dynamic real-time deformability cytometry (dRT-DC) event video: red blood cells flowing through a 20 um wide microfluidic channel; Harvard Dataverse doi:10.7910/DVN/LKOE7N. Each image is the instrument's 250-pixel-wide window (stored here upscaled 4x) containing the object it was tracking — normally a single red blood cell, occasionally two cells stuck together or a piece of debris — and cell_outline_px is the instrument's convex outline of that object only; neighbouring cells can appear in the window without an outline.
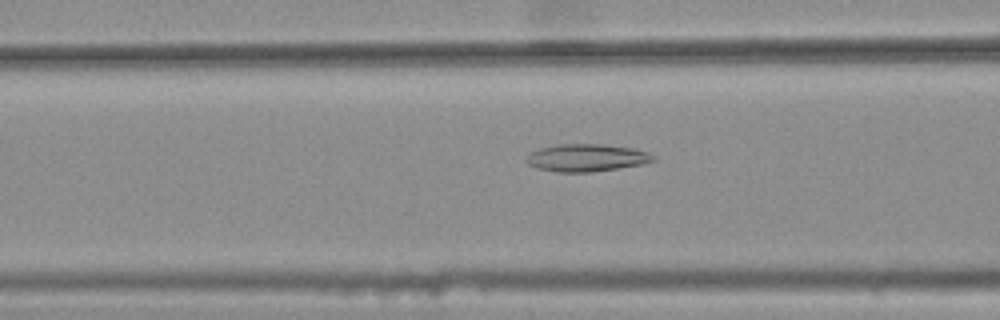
{"species": "common noctule bat (a hibernating species)", "species_latin": "Nyctalus noctula", "temperature_condition": "warm", "stored_images_in_passage": 38, "camera_frame_rate_fps": 3000, "um_per_image_px": 0.085, "animal": {"sex": "female", "body_mass_g": 25.1}, "frame": {"image": 1, "passage_image": 11, "time_ms": 3.333, "image_size_px": [1000, 320], "cell_outline_px": [[656, 160], [640, 164], [592, 172], [556, 172], [536, 168], [528, 164], [524, 160], [532, 152], [540, 148], [556, 144], [604, 144], [632, 148], [648, 152], [656, 156]], "centroid_in_image_um": [49.84, 13.4], "position_along_channel_um": 116.8, "area_um2": 20.29}}
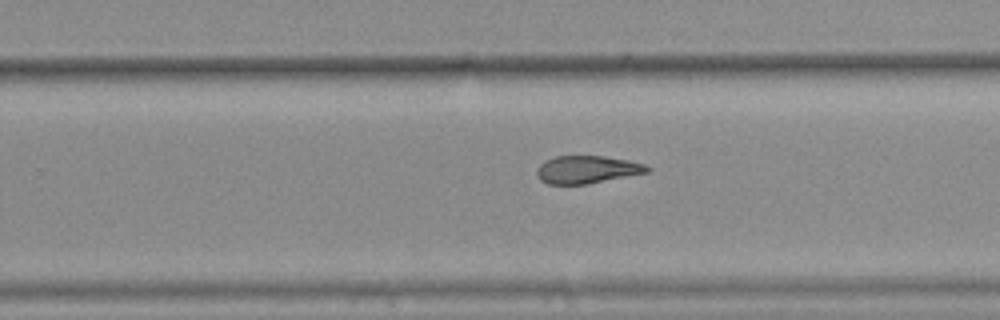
{"frame": {"image": 2, "passage_image": 24, "time_ms": 7.667, "image_size_px": [1000, 320], "cell_outline_px": [[652, 168], [648, 172], [588, 184], [548, 184], [540, 180], [536, 172], [536, 168], [544, 160], [556, 156], [604, 156], [628, 160], [644, 164]], "centroid_in_image_um": [49.88, 14.41], "position_along_channel_um": 279.9, "area_um2": 17.86}}
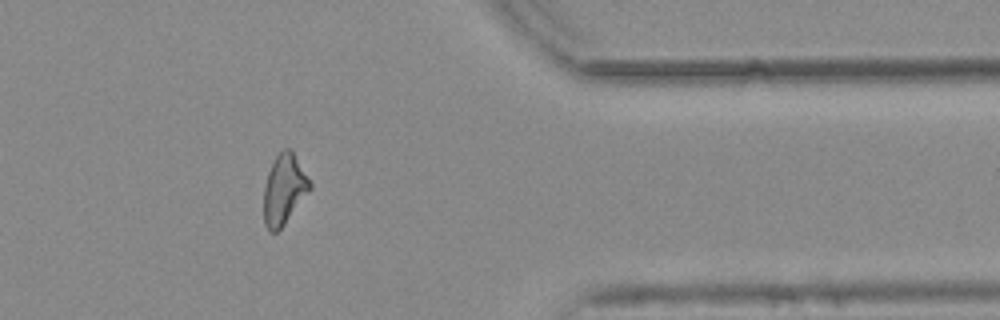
{"frame": {"image": 3, "passage_image": 34, "time_ms": 11.0, "image_size_px": [1000, 320], "cell_outline_px": [[312, 188], [284, 224], [276, 232], [268, 232], [264, 224], [264, 188], [268, 172], [276, 156], [284, 148], [292, 148], [312, 184]], "centroid_in_image_um": [24.15, 16.09], "position_along_channel_um": 387.2, "area_um2": 18.84}, "authors_computed_cell_mechanics": {"area_um2": 18.9295, "velocity_mm_per_s": 3.7724, "shape_relaxation_time_tau1_ms": null, "shape_relaxation_time_tau2_ms": 6.4041, "deformation_change_tau1": null, "deformation_change_tau2": 0.1513}}